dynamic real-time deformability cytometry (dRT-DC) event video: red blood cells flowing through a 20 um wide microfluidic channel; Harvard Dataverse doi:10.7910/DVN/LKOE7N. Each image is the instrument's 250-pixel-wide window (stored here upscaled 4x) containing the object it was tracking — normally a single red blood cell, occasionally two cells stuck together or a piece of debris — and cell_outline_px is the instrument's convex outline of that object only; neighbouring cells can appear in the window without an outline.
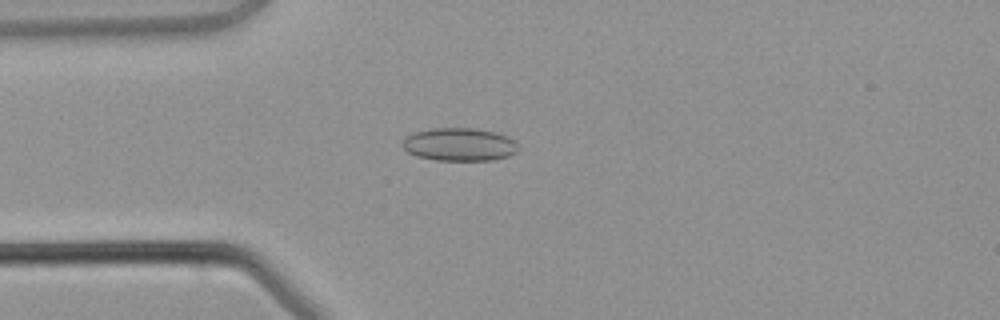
{"species": "common noctule bat (a hibernating species)", "species_latin": "Nyctalus noctula", "temperature_condition": "warm", "stored_images_in_passage": 2, "camera_frame_rate_fps": 3000, "um_per_image_px": 0.085, "animal": {"sex": "male", "body_mass_g": 21.5, "forearm_length_mm": 52.0}, "frame": {"image": 1, "passage_image": 2, "time_ms": 2.333, "image_size_px": [1000, 320], "cell_outline_px": [[520, 148], [516, 152], [508, 156], [492, 160], [436, 160], [416, 156], [408, 152], [400, 144], [408, 136], [416, 132], [432, 128], [472, 128], [496, 132], [508, 136], [516, 140]], "centroid_in_image_um": [39.09, 12.28], "position_along_channel_um": 45.9, "area_um2": 22.37}}